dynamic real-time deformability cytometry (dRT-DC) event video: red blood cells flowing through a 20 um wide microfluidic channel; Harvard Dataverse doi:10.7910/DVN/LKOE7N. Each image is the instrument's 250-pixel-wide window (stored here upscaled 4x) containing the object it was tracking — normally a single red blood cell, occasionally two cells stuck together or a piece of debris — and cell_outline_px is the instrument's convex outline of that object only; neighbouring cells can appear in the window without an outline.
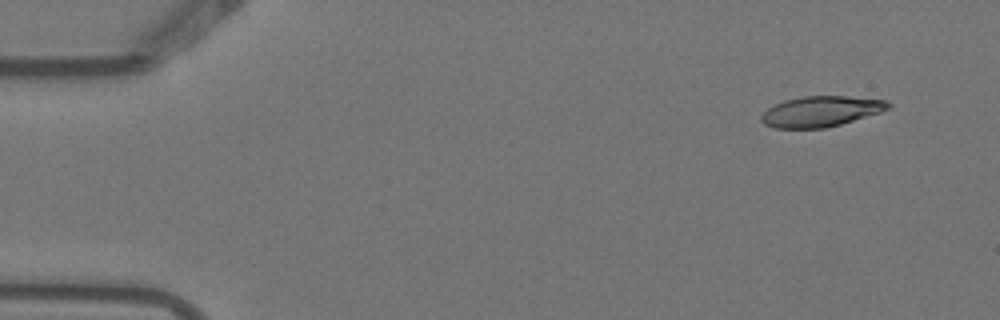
{"species": "Egyptian fruit bat (a non-hibernating species)", "species_latin": "Rousettus aegyptiacus", "temperature_condition": "warm", "stored_images_in_passage": 4, "camera_frame_rate_fps": 3000, "um_per_image_px": 0.085, "animal": {"sex": "female"}, "frame": {"image": 1, "passage_image": 1, "time_ms": 0.0, "image_size_px": [1000, 320], "cell_outline_px": [[892, 104], [888, 108], [880, 112], [840, 124], [824, 128], [776, 128], [764, 124], [760, 120], [760, 116], [768, 108], [784, 100], [804, 96], [848, 96], [888, 100]], "centroid_in_image_um": [69.77, 9.46], "position_along_channel_um": 15.2, "area_um2": 22.48}}